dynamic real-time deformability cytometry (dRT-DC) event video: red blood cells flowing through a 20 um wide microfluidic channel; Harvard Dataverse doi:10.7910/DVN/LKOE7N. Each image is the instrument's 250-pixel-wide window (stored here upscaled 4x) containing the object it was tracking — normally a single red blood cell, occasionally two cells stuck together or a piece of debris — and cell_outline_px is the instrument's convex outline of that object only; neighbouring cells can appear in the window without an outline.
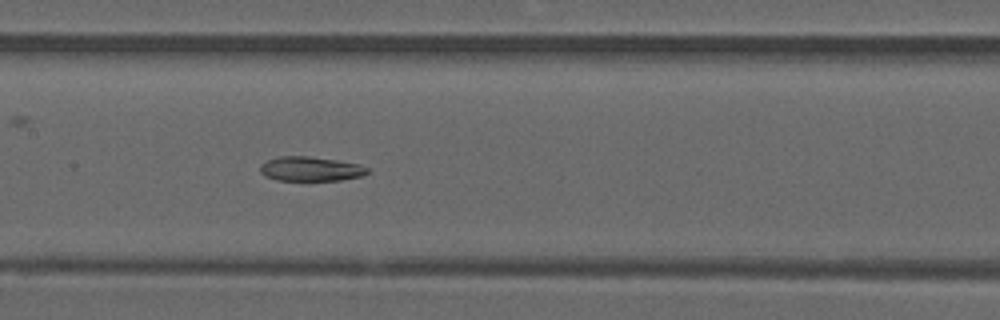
{"species": "common noctule bat (a hibernating species)", "species_latin": "Nyctalus noctula", "temperature_condition": "warm", "stored_images_in_passage": 40, "camera_frame_rate_fps": 3000, "um_per_image_px": 0.085, "animal": {"sex": "male", "forearm_length_mm": 52.5}, "frame": {"image": 1, "passage_image": 13, "time_ms": 4.0, "image_size_px": [1000, 320], "cell_outline_px": [[368, 172], [364, 176], [340, 180], [276, 180], [264, 176], [260, 172], [260, 164], [268, 160], [280, 156], [308, 156], [336, 160], [356, 164], [368, 168]], "centroid_in_image_um": [26.37, 14.36], "position_along_channel_um": 181.0, "area_um2": 15.2}}
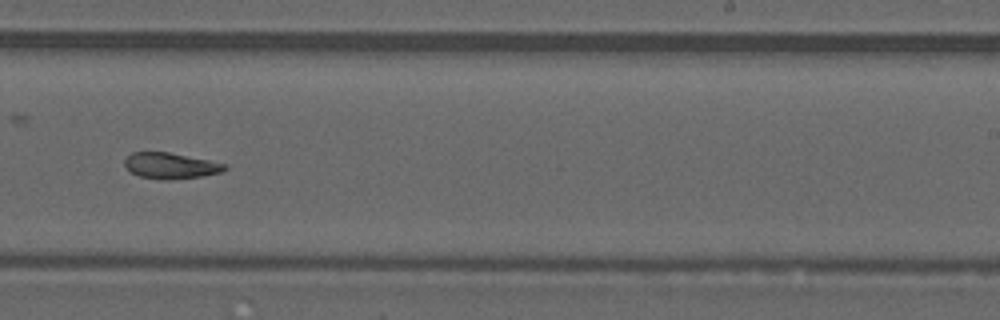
{"frame": {"image": 2, "passage_image": 20, "time_ms": 6.333, "image_size_px": [1000, 320], "cell_outline_px": [[228, 168], [220, 172], [204, 176], [168, 180], [160, 180], [140, 176], [132, 172], [124, 164], [124, 160], [132, 152], [168, 152], [208, 160], [224, 164]], "centroid_in_image_um": [14.49, 14.09], "position_along_channel_um": 274.5, "area_um2": 14.97}}
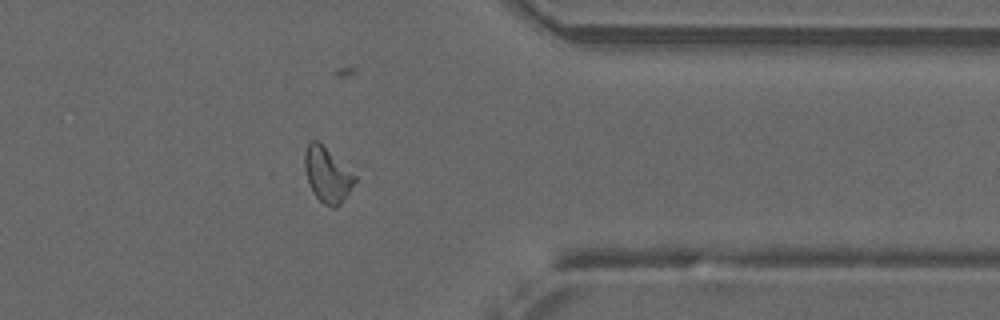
{"frame": {"image": 3, "passage_image": 29, "time_ms": 9.333, "image_size_px": [1000, 320], "cell_outline_px": [[356, 180], [340, 204], [336, 208], [332, 208], [324, 204], [316, 196], [308, 184], [304, 168], [304, 152], [308, 144], [312, 140], [316, 140], [356, 176]], "centroid_in_image_um": [27.78, 14.88], "position_along_channel_um": 383.6, "area_um2": 15.61}, "authors_computed_cell_mechanics": {"area_um2": 16.2707, "velocity_mm_per_s": 4.0395, "shape_relaxation_time_tau1_ms": null, "shape_relaxation_time_tau2_ms": 7.0715, "deformation_change_tau1": null, "deformation_change_tau2": 0.1703}}